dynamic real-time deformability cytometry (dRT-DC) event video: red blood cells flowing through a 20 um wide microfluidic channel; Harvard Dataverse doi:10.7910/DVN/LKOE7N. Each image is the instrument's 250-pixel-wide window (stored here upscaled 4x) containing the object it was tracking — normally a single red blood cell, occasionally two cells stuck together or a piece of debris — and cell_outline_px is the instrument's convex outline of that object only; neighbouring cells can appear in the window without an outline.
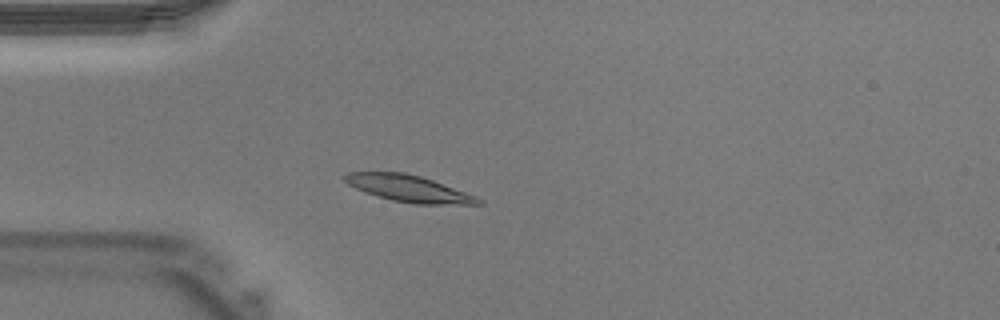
{"species": "Egyptian fruit bat (a non-hibernating species)", "species_latin": "Rousettus aegyptiacus", "temperature_condition": "warm", "stored_images_in_passage": 31, "camera_frame_rate_fps": 3000, "um_per_image_px": 0.085, "animal": {"sex": "male"}, "frame": {"image": 1, "passage_image": 1, "time_ms": 0.0, "image_size_px": [1000, 320], "cell_outline_px": [[484, 204], [416, 204], [392, 200], [364, 192], [348, 184], [344, 180], [344, 176], [348, 172], [404, 172], [420, 176], [432, 180], [476, 196], [484, 200]], "centroid_in_image_um": [34.75, 16.03], "position_along_channel_um": 50.2, "area_um2": 20.52}}
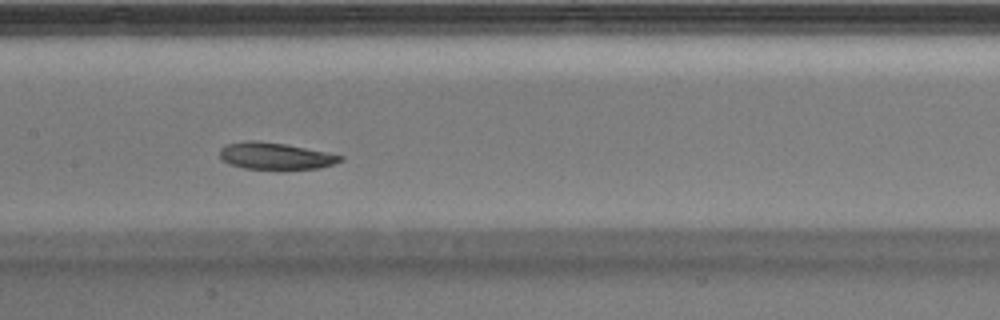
{"frame": {"image": 2, "passage_image": 10, "time_ms": 3.0, "image_size_px": [1000, 320], "cell_outline_px": [[344, 160], [320, 168], [244, 168], [228, 164], [220, 160], [220, 148], [228, 144], [244, 140], [256, 140], [284, 144], [344, 156]], "centroid_in_image_um": [23.34, 13.24], "position_along_channel_um": 184.1, "area_um2": 18.5}}
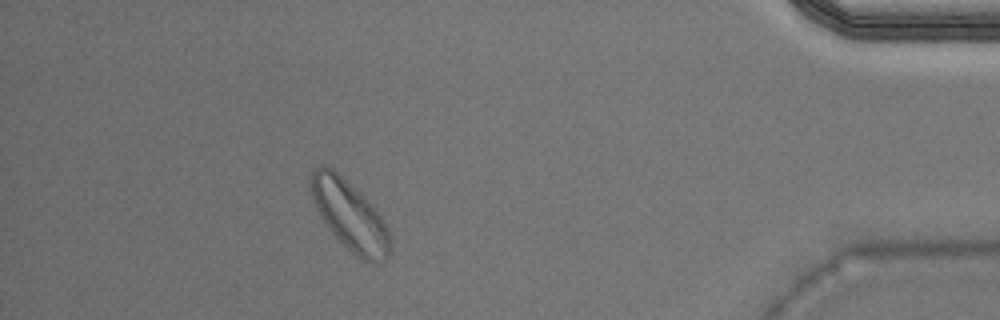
{"frame": {"image": 3, "passage_image": 27, "time_ms": 8.667, "image_size_px": [1000, 320], "cell_outline_px": [[392, 248], [384, 264], [368, 264], [356, 256], [332, 232], [320, 216], [316, 208], [312, 196], [308, 176], [320, 164], [324, 164], [332, 168], [368, 200], [380, 216], [388, 232]], "centroid_in_image_um": [29.73, 18.34], "position_along_channel_um": 405.5, "area_um2": 32.08}}